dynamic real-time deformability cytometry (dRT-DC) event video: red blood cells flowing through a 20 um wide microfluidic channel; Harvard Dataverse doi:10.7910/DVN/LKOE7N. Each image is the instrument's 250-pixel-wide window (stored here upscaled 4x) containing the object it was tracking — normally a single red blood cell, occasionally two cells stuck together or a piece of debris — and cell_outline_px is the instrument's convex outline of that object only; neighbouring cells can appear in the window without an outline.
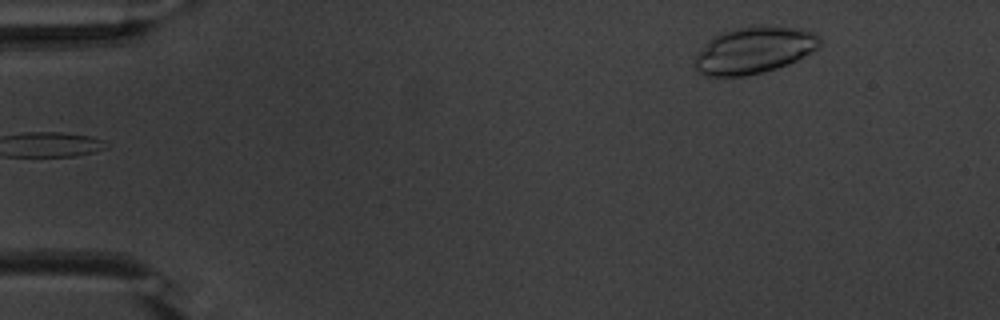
{"species": "common noctule bat (a hibernating species)", "species_latin": "Nyctalus noctula", "temperature_condition": "warm", "stored_images_in_passage": 48, "camera_frame_rate_fps": 3000, "um_per_image_px": 0.085, "animal": {"sex": "male", "body_mass_g": 20.1, "forearm_length_mm": 53.5}, "frame": {"image": 1, "passage_image": 1, "time_ms": 0.0, "image_size_px": [1000, 320], "cell_outline_px": [[820, 48], [788, 64], [776, 68], [744, 76], [704, 76], [696, 72], [692, 60], [708, 40], [720, 32], [732, 28], [800, 28], [812, 32], [820, 36]], "centroid_in_image_um": [64.04, 4.3], "position_along_channel_um": 21.0, "area_um2": 33.64}}
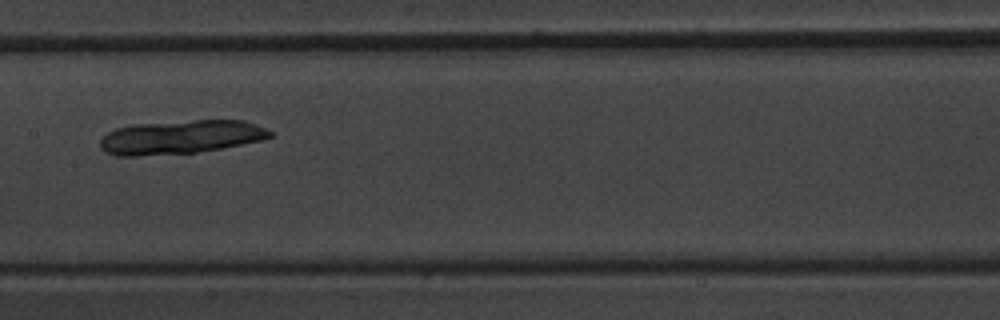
{"frame": {"image": 2, "passage_image": 22, "time_ms": 7.0, "image_size_px": [1000, 320], "cell_outline_px": [[272, 136], [264, 140], [220, 148], [196, 152], [136, 156], [116, 156], [104, 152], [100, 148], [100, 140], [108, 132], [116, 128], [132, 124], [192, 120], [244, 120], [264, 128], [272, 132]], "centroid_in_image_um": [15.32, 11.65], "position_along_channel_um": 192.1, "area_um2": 33.41}}
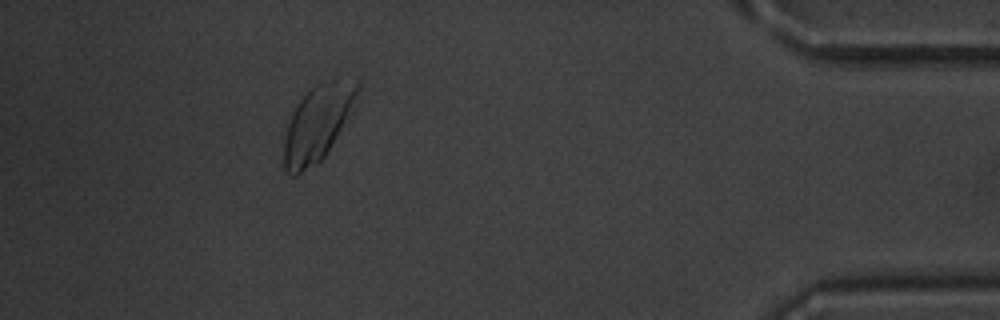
{"frame": {"image": 3, "passage_image": 43, "time_ms": 14.0, "image_size_px": [1000, 320], "cell_outline_px": [[360, 88], [336, 136], [324, 156], [316, 164], [296, 176], [292, 176], [284, 168], [284, 136], [292, 112], [300, 100], [316, 84], [340, 76], [356, 76], [360, 84]], "centroid_in_image_um": [26.99, 10.4], "position_along_channel_um": 408.2, "area_um2": 32.02}}